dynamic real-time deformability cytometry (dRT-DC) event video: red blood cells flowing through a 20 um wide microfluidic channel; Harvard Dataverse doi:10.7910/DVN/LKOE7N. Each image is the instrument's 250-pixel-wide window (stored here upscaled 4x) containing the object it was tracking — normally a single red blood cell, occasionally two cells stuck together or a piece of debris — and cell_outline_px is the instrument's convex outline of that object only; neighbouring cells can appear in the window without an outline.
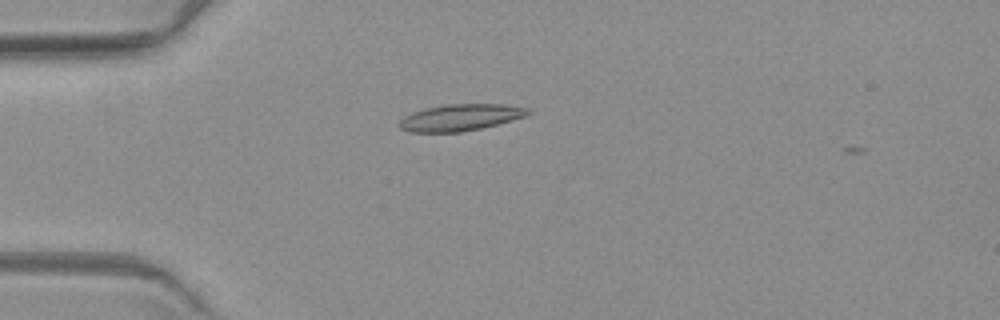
{"species": "common noctule bat (a hibernating species)", "species_latin": "Nyctalus noctula", "temperature_condition": "warm", "stored_images_in_passage": 1, "camera_frame_rate_fps": 3000, "um_per_image_px": 0.085, "animal": {"sex": "female", "body_mass_g": 19.3, "forearm_length_mm": 54.1}, "frame": {"image": 1, "passage_image": 1, "time_ms": 0.0, "image_size_px": [1000, 320], "cell_outline_px": [[532, 112], [528, 116], [480, 128], [460, 132], [408, 132], [400, 128], [400, 120], [404, 116], [412, 112], [424, 108], [448, 104], [508, 104], [528, 108]], "centroid_in_image_um": [39.16, 9.97], "position_along_channel_um": 45.8, "area_um2": 20.0}}